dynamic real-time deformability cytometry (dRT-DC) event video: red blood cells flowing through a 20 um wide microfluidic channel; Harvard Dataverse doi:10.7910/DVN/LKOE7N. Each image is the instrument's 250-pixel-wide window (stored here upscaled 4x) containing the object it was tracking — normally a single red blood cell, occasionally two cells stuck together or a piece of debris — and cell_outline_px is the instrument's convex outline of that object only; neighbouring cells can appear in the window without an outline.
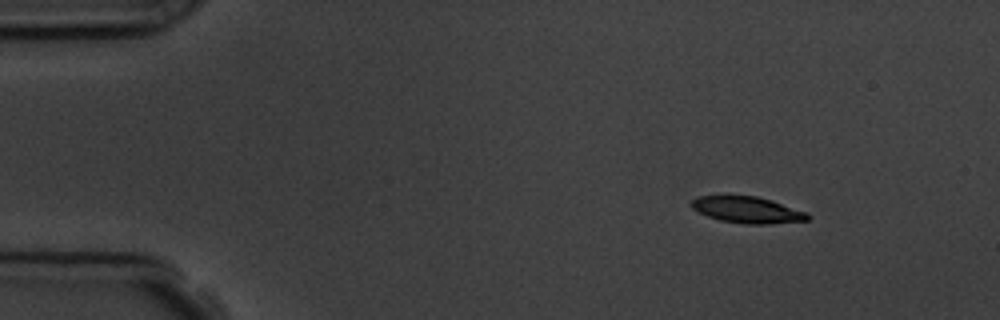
{"species": "common noctule bat (a hibernating species)", "species_latin": "Nyctalus noctula", "temperature_condition": "room temperature", "stored_images_in_passage": 14, "camera_frame_rate_fps": 3000, "um_per_image_px": 0.085, "animal": {"sex": "male", "body_mass_g": 19.5, "forearm_length_mm": 54.6}, "frame": {"image": 1, "passage_image": 1, "time_ms": 0.0, "image_size_px": [1000, 320], "cell_outline_px": [[808, 220], [768, 224], [744, 224], [720, 220], [708, 216], [692, 208], [688, 204], [696, 196], [724, 192], [728, 192], [756, 196], [772, 200], [808, 212]], "centroid_in_image_um": [63.43, 17.77], "position_along_channel_um": 21.6, "area_um2": 18.79}}
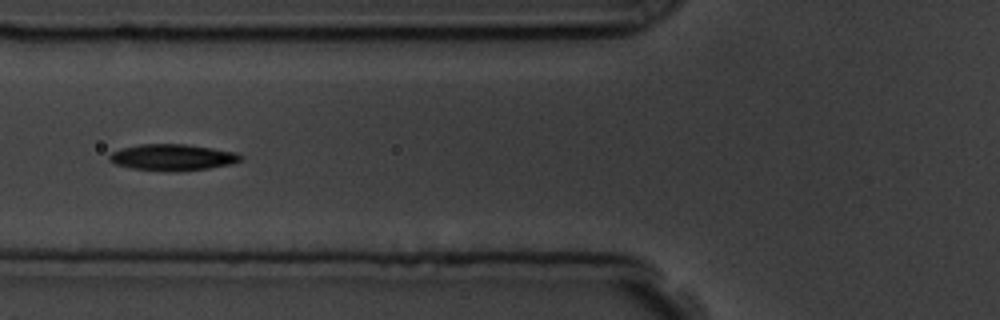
{"frame": {"image": 2, "passage_image": 5, "time_ms": 4.667, "image_size_px": [1000, 320], "cell_outline_px": [[244, 156], [240, 160], [232, 164], [208, 168], [132, 168], [116, 164], [108, 160], [108, 156], [112, 152], [120, 148], [140, 144], [188, 144], [236, 152]], "centroid_in_image_um": [14.67, 13.31], "position_along_channel_um": 111.1, "area_um2": 19.13}, "authors_computed_cell_mechanics": {"area_um2": 19.4208, "velocity_mm_per_s": 3.7464, "shape_relaxation_time_tau1_ms": 2.4413, "shape_relaxation_time_tau2_ms": 9.3107, "deformation_change_tau1": 0.1308, "deformation_change_tau2": 0.132}}